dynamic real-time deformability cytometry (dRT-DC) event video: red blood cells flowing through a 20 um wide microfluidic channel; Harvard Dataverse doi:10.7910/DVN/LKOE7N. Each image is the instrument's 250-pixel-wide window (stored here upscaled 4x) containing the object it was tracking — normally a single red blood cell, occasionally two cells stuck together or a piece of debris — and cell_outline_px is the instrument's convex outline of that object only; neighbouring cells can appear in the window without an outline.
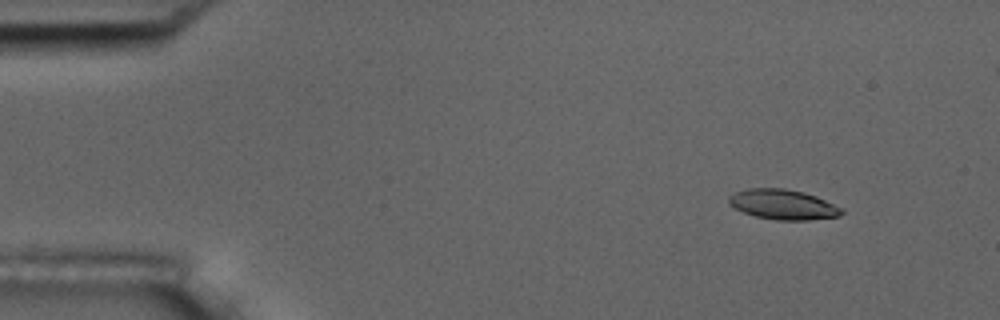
{"species": "common noctule bat (a hibernating species)", "species_latin": "Nyctalus noctula", "temperature_condition": "room temperature", "stored_images_in_passage": 6, "camera_frame_rate_fps": 3000, "um_per_image_px": 0.085, "animal": {"sex": "male", "body_mass_g": 17.5, "forearm_length_mm": 52.3}, "frame": {"image": 1, "passage_image": 2, "time_ms": 1.333, "image_size_px": [1000, 320], "cell_outline_px": [[844, 212], [840, 216], [808, 220], [776, 220], [756, 216], [744, 212], [728, 204], [728, 196], [736, 192], [748, 188], [784, 188], [804, 192], [816, 196], [844, 208]], "centroid_in_image_um": [66.58, 17.38], "position_along_channel_um": 18.4, "area_um2": 19.83}}